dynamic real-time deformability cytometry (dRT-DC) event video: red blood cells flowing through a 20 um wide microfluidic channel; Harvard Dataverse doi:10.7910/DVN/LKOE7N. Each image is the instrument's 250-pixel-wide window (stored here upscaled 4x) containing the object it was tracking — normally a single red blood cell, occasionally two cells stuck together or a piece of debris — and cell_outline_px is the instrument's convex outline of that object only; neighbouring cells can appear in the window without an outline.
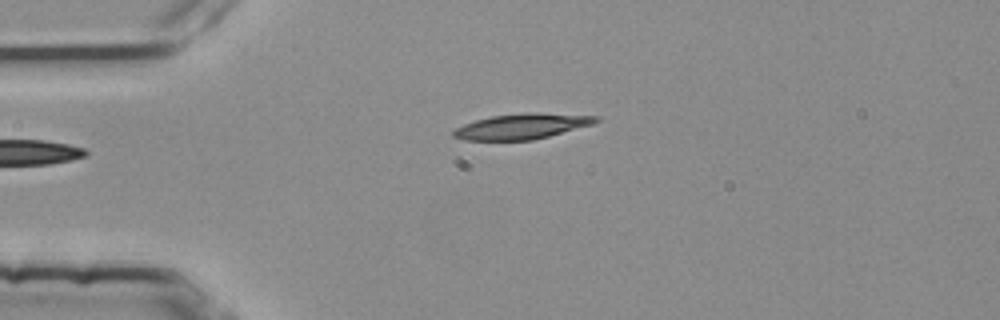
{"species": "common noctule bat (a hibernating species)", "species_latin": "Nyctalus noctula", "temperature_condition": "room temperature", "stored_images_in_passage": 1, "camera_frame_rate_fps": 3000, "um_per_image_px": 0.085, "animal": {"sex": "female", "body_mass_g": 25.1}, "frame": {"image": 1, "passage_image": 1, "time_ms": 0.0, "image_size_px": [1000, 320], "cell_outline_px": [[600, 120], [596, 124], [532, 140], [464, 140], [452, 136], [452, 132], [456, 128], [464, 124], [476, 120], [492, 116], [600, 116]], "centroid_in_image_um": [44.28, 10.81], "position_along_channel_um": 40.7, "area_um2": 19.54}}